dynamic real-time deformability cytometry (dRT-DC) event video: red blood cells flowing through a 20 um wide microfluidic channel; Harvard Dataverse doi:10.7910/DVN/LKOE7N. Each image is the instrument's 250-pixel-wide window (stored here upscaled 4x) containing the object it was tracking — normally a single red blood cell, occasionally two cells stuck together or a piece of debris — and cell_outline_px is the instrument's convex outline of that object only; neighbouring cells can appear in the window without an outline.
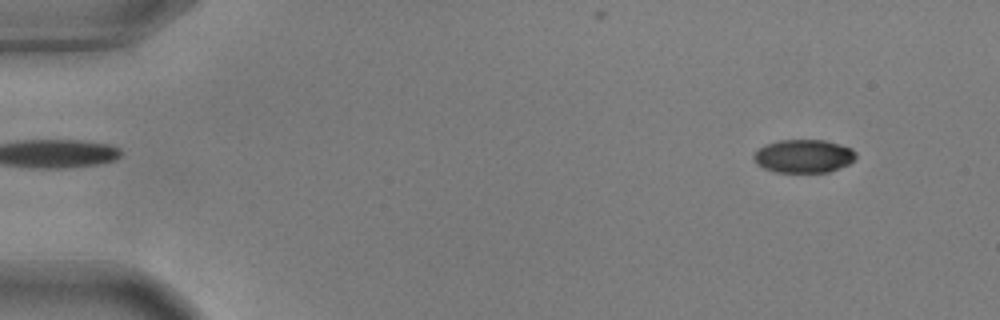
{"species": "common noctule bat (a hibernating species)", "species_latin": "Nyctalus noctula", "temperature_condition": "warm", "stored_images_in_passage": 55, "camera_frame_rate_fps": 3000, "um_per_image_px": 0.085, "animal": {"sex": "male", "body_mass_g": 17.9, "forearm_length_mm": 54.2}, "frame": {"image": 1, "passage_image": 5, "time_ms": 1.333, "image_size_px": [1000, 320], "cell_outline_px": [[856, 156], [848, 164], [828, 172], [776, 172], [764, 168], [756, 164], [752, 156], [760, 148], [768, 144], [780, 140], [824, 140], [840, 144], [852, 148], [856, 152]], "centroid_in_image_um": [68.31, 13.27], "position_along_channel_um": 16.7, "area_um2": 19.65}}
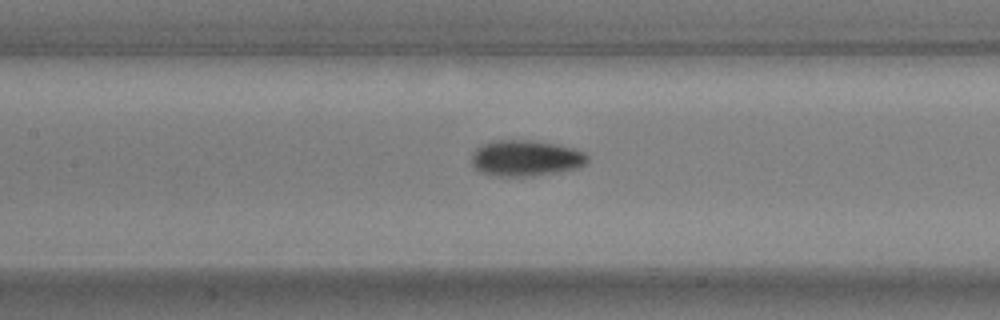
{"frame": {"image": 2, "passage_image": 26, "time_ms": 8.333, "image_size_px": [1000, 320], "cell_outline_px": [[588, 160], [580, 168], [560, 172], [532, 176], [492, 176], [480, 172], [472, 168], [472, 152], [480, 144], [492, 140], [532, 140], [556, 144], [572, 148], [584, 152], [588, 156]], "centroid_in_image_um": [44.65, 13.45], "position_along_channel_um": 162.8, "area_um2": 24.74}}
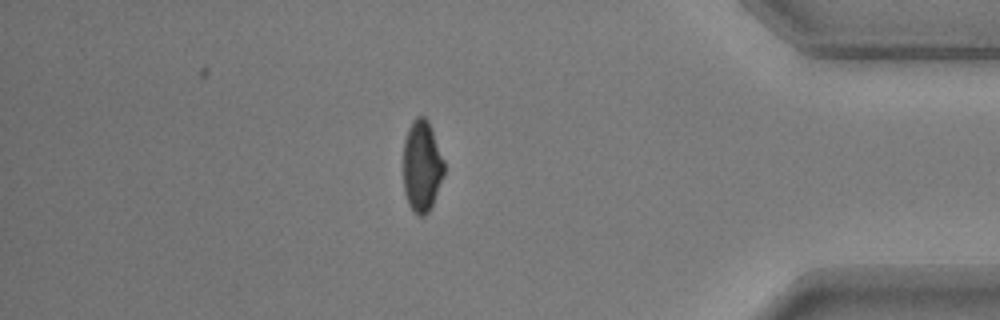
{"frame": {"image": 3, "passage_image": 48, "time_ms": 15.667, "image_size_px": [1000, 320], "cell_outline_px": [[444, 172], [432, 204], [428, 212], [424, 216], [420, 216], [408, 204], [404, 192], [404, 140], [408, 128], [412, 120], [416, 116], [424, 116], [428, 120], [444, 160]], "centroid_in_image_um": [35.85, 14.08], "position_along_channel_um": 399.4, "area_um2": 21.5}, "authors_computed_cell_mechanics": {"area_um2": 22.1374, "velocity_mm_per_s": 3.6528, "shape_relaxation_time_tau1_ms": 3.6331, "shape_relaxation_time_tau2_ms": 1.8921, "deformation_change_tau1": 0.1449, "deformation_change_tau2": 0.0553}}